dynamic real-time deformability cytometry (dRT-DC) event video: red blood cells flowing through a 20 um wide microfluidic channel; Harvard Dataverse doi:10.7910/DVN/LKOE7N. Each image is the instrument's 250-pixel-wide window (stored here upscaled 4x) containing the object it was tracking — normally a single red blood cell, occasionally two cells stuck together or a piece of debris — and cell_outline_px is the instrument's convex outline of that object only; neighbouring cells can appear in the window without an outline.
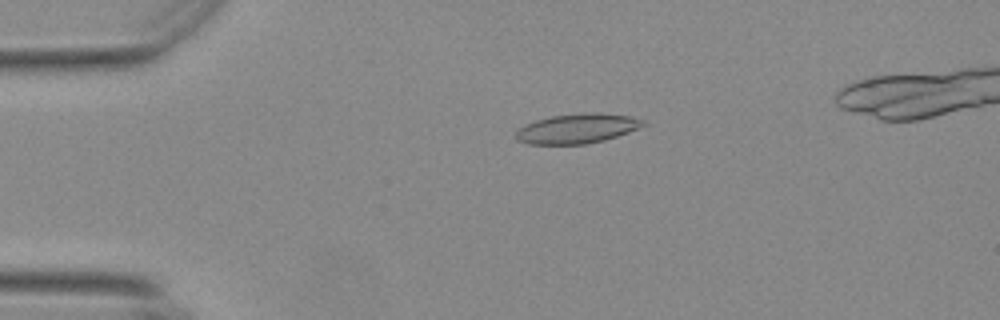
{"species": "Egyptian fruit bat (a non-hibernating species)", "species_latin": "Rousettus aegyptiacus", "temperature_condition": "warm", "stored_images_in_passage": 51, "camera_frame_rate_fps": 3000, "um_per_image_px": 0.085, "animal": {"sex": "female"}, "frame": {"image": 1, "passage_image": 10, "time_ms": 3.0, "image_size_px": [1000, 320], "cell_outline_px": [[648, 124], [628, 132], [604, 140], [584, 144], [528, 144], [516, 140], [512, 136], [524, 124], [536, 120], [552, 116], [584, 112], [600, 112], [632, 116], [644, 120]], "centroid_in_image_um": [49.05, 10.91], "position_along_channel_um": 36.0, "area_um2": 22.25}}
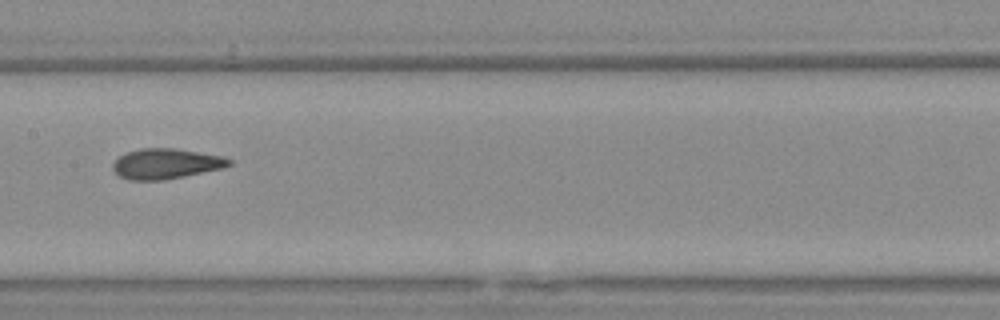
{"frame": {"image": 2, "passage_image": 26, "time_ms": 8.333, "image_size_px": [1000, 320], "cell_outline_px": [[232, 164], [220, 168], [184, 176], [164, 180], [128, 180], [120, 176], [112, 168], [112, 164], [120, 156], [128, 152], [140, 148], [176, 148], [220, 156], [232, 160]], "centroid_in_image_um": [14.07, 13.91], "position_along_channel_um": 193.3, "area_um2": 20.23}}
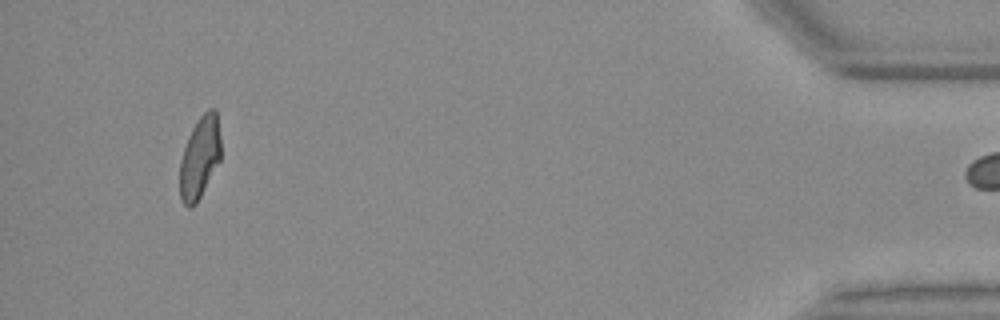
{"frame": {"image": 3, "passage_image": 50, "time_ms": 16.333, "image_size_px": [1000, 320], "cell_outline_px": [[220, 160], [196, 204], [192, 208], [188, 208], [184, 204], [180, 196], [180, 160], [188, 136], [192, 128], [200, 116], [208, 108], [216, 108], [220, 136]], "centroid_in_image_um": [16.98, 13.37], "position_along_channel_um": 418.2, "area_um2": 19.59}}